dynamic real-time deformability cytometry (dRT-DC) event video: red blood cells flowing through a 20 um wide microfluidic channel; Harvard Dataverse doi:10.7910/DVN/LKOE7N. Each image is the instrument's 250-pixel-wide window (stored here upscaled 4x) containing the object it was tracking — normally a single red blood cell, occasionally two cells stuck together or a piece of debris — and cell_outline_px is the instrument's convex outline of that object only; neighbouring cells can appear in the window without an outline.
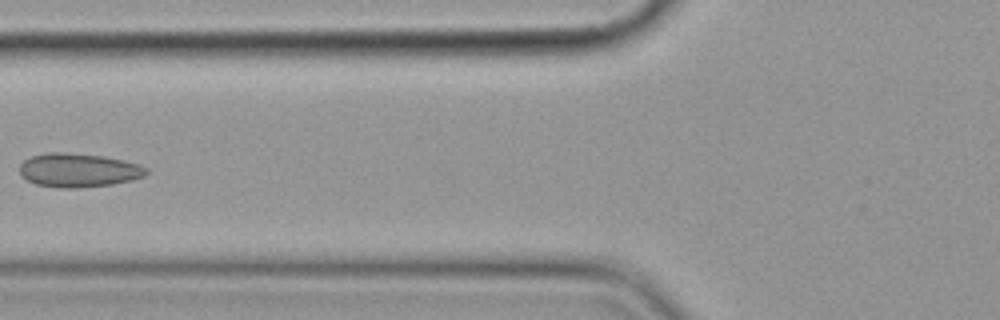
{"species": "common noctule bat (a hibernating species)", "species_latin": "Nyctalus noctula", "temperature_condition": "cold", "stored_images_in_passage": 7, "camera_frame_rate_fps": 3000, "um_per_image_px": 0.085, "animal": {"sex": "female", "body_mass_g": 19.9}, "frame": {"image": 1, "passage_image": 6, "time_ms": 7.0, "image_size_px": [1000, 320], "cell_outline_px": [[148, 172], [144, 176], [132, 180], [112, 184], [80, 188], [60, 188], [36, 184], [20, 176], [20, 164], [24, 160], [32, 156], [48, 152], [64, 152], [104, 156], [124, 160], [140, 164], [148, 168]], "centroid_in_image_um": [6.68, 14.46], "position_along_channel_um": 119.1, "area_um2": 25.14}}
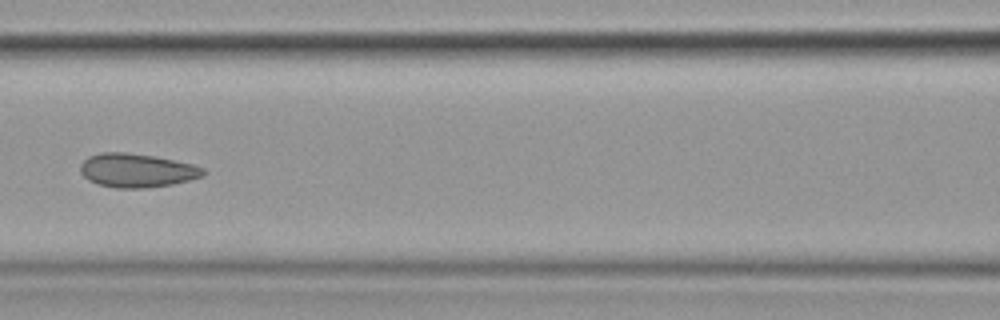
{"frame": {"image": 2, "passage_image": 7, "time_ms": 8.0, "image_size_px": [1000, 320], "cell_outline_px": [[204, 176], [172, 184], [144, 188], [116, 188], [100, 184], [88, 180], [80, 172], [80, 164], [88, 156], [100, 152], [124, 152], [156, 156], [192, 164], [204, 168]], "centroid_in_image_um": [11.61, 14.47], "position_along_channel_um": 155.0, "area_um2": 24.16}}